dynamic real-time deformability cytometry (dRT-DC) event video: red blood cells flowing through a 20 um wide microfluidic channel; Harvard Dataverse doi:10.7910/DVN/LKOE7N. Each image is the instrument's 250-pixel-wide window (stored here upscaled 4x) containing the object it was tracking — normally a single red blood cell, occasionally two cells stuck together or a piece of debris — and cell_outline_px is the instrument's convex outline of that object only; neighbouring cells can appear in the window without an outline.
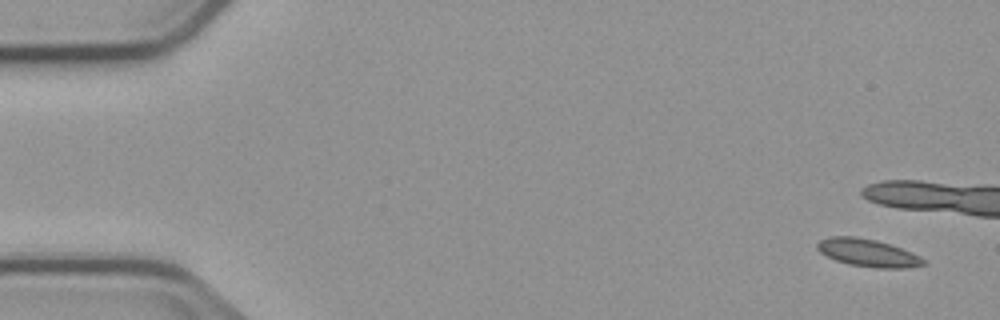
{"species": "common noctule bat (a hibernating species)", "species_latin": "Nyctalus noctula", "temperature_condition": "cold", "stored_images_in_passage": 5, "camera_frame_rate_fps": 3000, "um_per_image_px": 0.085, "animal": {"sex": "male", "body_mass_g": 23.1, "forearm_length_mm": 52.7}, "frame": {"image": 1, "passage_image": 1, "time_ms": 0.0, "image_size_px": [1000, 320], "cell_outline_px": [[924, 264], [904, 268], [876, 268], [848, 264], [836, 260], [820, 252], [816, 248], [816, 244], [820, 240], [828, 236], [856, 236], [876, 240], [912, 252], [920, 256], [924, 260]], "centroid_in_image_um": [73.72, 21.48], "position_along_channel_um": 11.3, "area_um2": 16.99}}